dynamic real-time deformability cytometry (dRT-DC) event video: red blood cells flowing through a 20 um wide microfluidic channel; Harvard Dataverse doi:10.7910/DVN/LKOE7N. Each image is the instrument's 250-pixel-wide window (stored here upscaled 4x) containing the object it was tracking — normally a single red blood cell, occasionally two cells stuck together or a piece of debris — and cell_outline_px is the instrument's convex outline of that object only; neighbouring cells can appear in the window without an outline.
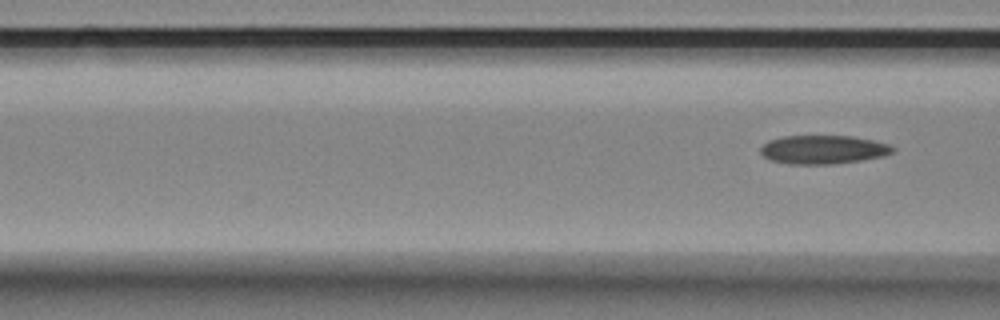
{"species": "Egyptian fruit bat (a non-hibernating species)", "species_latin": "Rousettus aegyptiacus", "temperature_condition": "room temperature", "stored_images_in_passage": 5, "segment_of_instrument_passage": [2, 2], "camera_frame_rate_fps": 3000, "um_per_image_px": 0.085, "animal": {"sex": "female"}, "frame": {"image": 1, "passage_image": 5, "time_ms": 1.333, "image_size_px": [1000, 320], "cell_outline_px": [[896, 148], [892, 152], [880, 156], [860, 160], [832, 164], [788, 164], [772, 160], [764, 156], [760, 152], [760, 148], [768, 140], [784, 136], [852, 136], [872, 140], [888, 144]], "centroid_in_image_um": [69.94, 12.71], "position_along_channel_um": 96.7, "area_um2": 21.85}}